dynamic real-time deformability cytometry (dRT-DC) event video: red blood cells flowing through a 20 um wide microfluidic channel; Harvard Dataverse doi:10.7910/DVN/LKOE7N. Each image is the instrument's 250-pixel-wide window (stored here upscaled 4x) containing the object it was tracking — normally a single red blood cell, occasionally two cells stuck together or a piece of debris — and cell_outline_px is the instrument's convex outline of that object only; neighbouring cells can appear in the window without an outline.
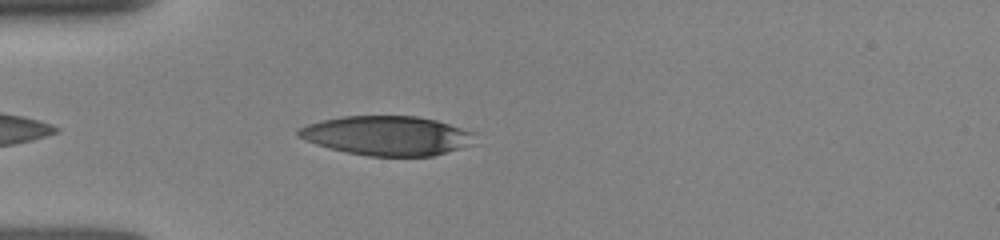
{"species": "human", "species_latin": "Homo sapiens", "temperature_condition": "room temperature", "stored_images_in_passage": 5, "camera_frame_rate_fps": 3000, "um_per_image_px": 0.085, "donor": {"sex": "female"}, "frame": {"image": 1, "passage_image": 3, "time_ms": 0.667, "image_size_px": [1000, 240], "cell_outline_px": [[472, 144], [460, 148], [432, 156], [368, 156], [344, 152], [328, 148], [304, 140], [296, 136], [296, 132], [300, 128], [308, 124], [340, 116], [416, 116], [436, 120], [472, 132]], "centroid_in_image_um": [32.83, 11.53], "position_along_channel_um": 52.2, "area_um2": 40.23}}